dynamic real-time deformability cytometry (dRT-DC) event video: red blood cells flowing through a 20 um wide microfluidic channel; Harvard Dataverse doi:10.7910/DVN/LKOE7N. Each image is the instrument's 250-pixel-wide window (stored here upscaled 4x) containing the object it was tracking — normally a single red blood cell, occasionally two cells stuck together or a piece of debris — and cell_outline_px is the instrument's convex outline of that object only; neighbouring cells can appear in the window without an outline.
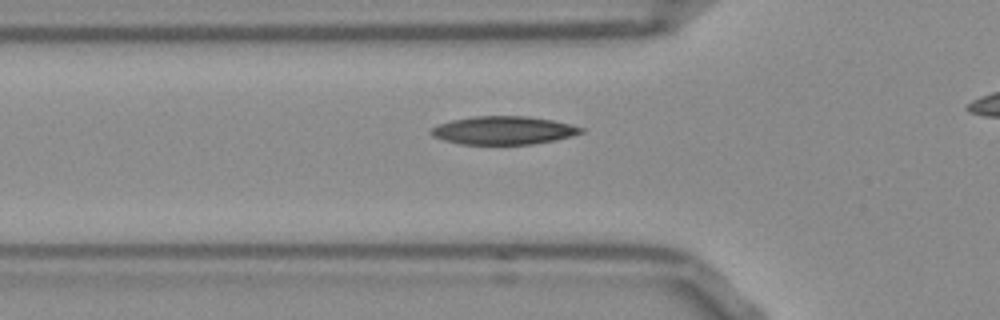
{"species": "Egyptian fruit bat (a non-hibernating species)", "species_latin": "Rousettus aegyptiacus", "temperature_condition": "room temperature", "stored_images_in_passage": 39, "camera_frame_rate_fps": 3000, "um_per_image_px": 0.085, "frame": {"image": 1, "passage_image": 12, "time_ms": 3.667, "image_size_px": [1000, 320], "cell_outline_px": [[584, 132], [572, 136], [556, 140], [532, 144], [460, 144], [444, 140], [432, 136], [428, 132], [432, 128], [440, 124], [452, 120], [472, 116], [528, 116], [552, 120], [584, 128]], "centroid_in_image_um": [42.79, 11.08], "position_along_channel_um": 83.0, "area_um2": 24.62}}
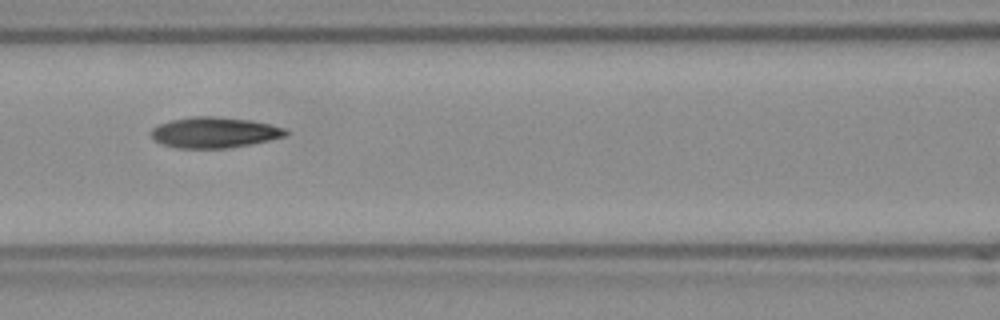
{"frame": {"image": 2, "passage_image": 17, "time_ms": 5.333, "image_size_px": [1000, 320], "cell_outline_px": [[288, 136], [228, 148], [176, 148], [160, 144], [152, 140], [148, 132], [152, 128], [160, 124], [172, 120], [192, 116], [212, 116], [252, 120], [284, 128], [288, 132]], "centroid_in_image_um": [18.15, 11.26], "position_along_channel_um": 148.4, "area_um2": 24.22}}